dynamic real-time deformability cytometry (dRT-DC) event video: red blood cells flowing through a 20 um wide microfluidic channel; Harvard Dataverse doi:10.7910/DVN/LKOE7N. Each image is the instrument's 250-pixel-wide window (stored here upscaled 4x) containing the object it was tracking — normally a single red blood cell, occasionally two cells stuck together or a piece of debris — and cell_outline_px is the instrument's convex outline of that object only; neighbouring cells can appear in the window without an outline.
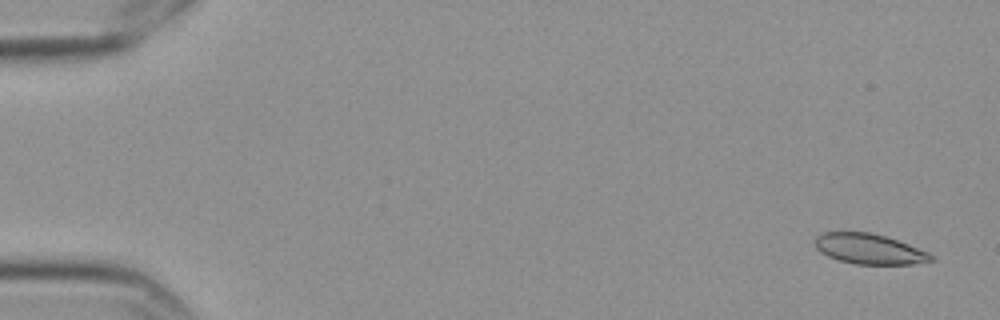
{"species": "Egyptian fruit bat (a non-hibernating species)", "species_latin": "Rousettus aegyptiacus", "temperature_condition": "cold", "stored_images_in_passage": 5, "camera_frame_rate_fps": 3000, "um_per_image_px": 0.085, "frame": {"image": 1, "passage_image": 1, "time_ms": 0.0, "image_size_px": [1000, 320], "cell_outline_px": [[936, 260], [912, 264], [856, 264], [840, 260], [828, 256], [820, 252], [816, 248], [816, 236], [820, 232], [868, 232], [884, 236], [908, 244], [928, 252]], "centroid_in_image_um": [73.87, 21.16], "position_along_channel_um": 11.1, "area_um2": 20.29}}
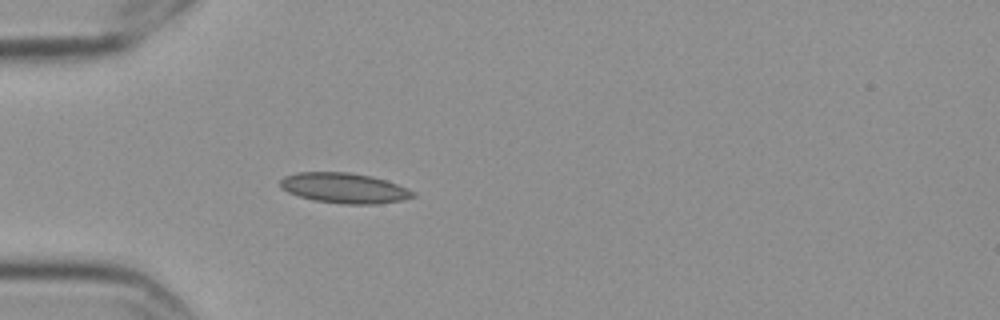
{"frame": {"image": 2, "passage_image": 5, "time_ms": 1.333, "image_size_px": [1000, 320], "cell_outline_px": [[416, 196], [404, 200], [376, 204], [344, 204], [316, 200], [300, 196], [288, 192], [280, 188], [280, 180], [284, 176], [296, 172], [348, 172], [372, 176], [408, 188], [416, 192]], "centroid_in_image_um": [29.28, 15.98], "position_along_channel_um": 55.7, "area_um2": 23.41}}